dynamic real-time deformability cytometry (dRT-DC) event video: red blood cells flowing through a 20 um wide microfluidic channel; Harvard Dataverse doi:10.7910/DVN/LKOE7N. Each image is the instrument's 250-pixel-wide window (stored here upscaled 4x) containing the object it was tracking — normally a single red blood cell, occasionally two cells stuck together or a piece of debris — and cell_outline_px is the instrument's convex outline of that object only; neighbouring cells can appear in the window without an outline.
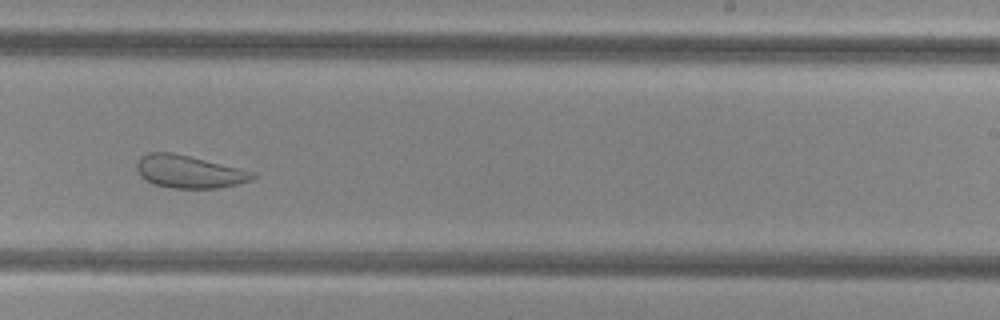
{"species": "common noctule bat (a hibernating species)", "species_latin": "Nyctalus noctula", "temperature_condition": "cold", "stored_images_in_passage": 48, "camera_frame_rate_fps": 3000, "um_per_image_px": 0.085, "animal": {"sex": "female", "body_mass_g": 29.2, "forearm_length_mm": 56.3}, "frame": {"image": 1, "passage_image": 28, "time_ms": 9.0, "image_size_px": [1000, 320], "cell_outline_px": [[256, 176], [252, 180], [220, 188], [172, 188], [152, 184], [140, 176], [136, 168], [136, 164], [140, 156], [148, 152], [172, 152], [256, 172]], "centroid_in_image_um": [16.04, 14.59], "position_along_channel_um": 273.0, "area_um2": 22.14}}